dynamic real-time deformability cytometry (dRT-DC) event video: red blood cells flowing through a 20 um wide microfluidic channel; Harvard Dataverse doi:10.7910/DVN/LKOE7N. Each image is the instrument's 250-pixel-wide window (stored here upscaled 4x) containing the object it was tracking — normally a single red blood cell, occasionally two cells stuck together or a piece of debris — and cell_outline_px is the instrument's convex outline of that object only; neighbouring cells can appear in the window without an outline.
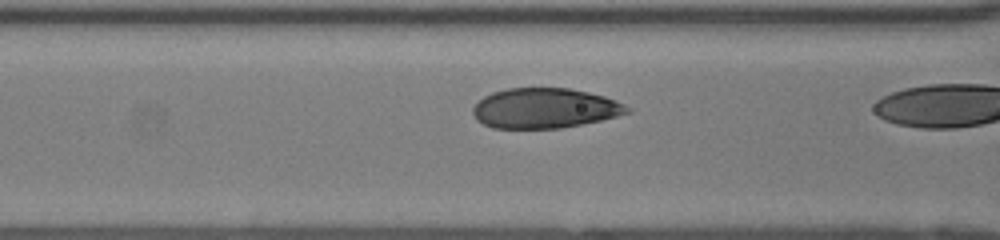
{"species": "human", "species_latin": "Homo sapiens", "temperature_condition": "room temperature", "stored_images_in_passage": 9, "camera_frame_rate_fps": 3000, "um_per_image_px": 0.085, "donor": {"sex": "female"}, "frame": {"image": 1, "passage_image": 8, "time_ms": 2.333, "image_size_px": [1000, 240], "cell_outline_px": [[632, 112], [600, 120], [560, 128], [492, 128], [476, 120], [472, 112], [472, 108], [484, 96], [492, 92], [508, 88], [568, 88], [588, 92], [604, 96], [624, 104], [632, 108]], "centroid_in_image_um": [46.29, 9.2], "position_along_channel_um": 120.3, "area_um2": 35.95}}